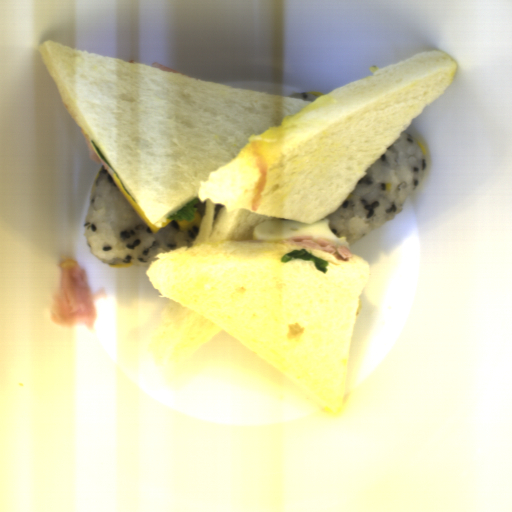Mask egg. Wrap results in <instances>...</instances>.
<instances>
[{
    "label": "egg",
    "mask_w": 512,
    "mask_h": 512,
    "mask_svg": "<svg viewBox=\"0 0 512 512\" xmlns=\"http://www.w3.org/2000/svg\"><path fill=\"white\" fill-rule=\"evenodd\" d=\"M252 236L257 241H285L296 237H311L325 239L350 250L348 242L330 230L328 219H320L313 224L293 219H272L253 227Z\"/></svg>",
    "instance_id": "obj_1"
},
{
    "label": "egg",
    "mask_w": 512,
    "mask_h": 512,
    "mask_svg": "<svg viewBox=\"0 0 512 512\" xmlns=\"http://www.w3.org/2000/svg\"><path fill=\"white\" fill-rule=\"evenodd\" d=\"M108 174L110 175L111 179L113 180L114 184L117 186V188L120 190V192L124 195V197L127 199V201L130 203V205L134 208V210L138 213V215L143 219V221L147 224V226L151 229L153 233H158L161 228H165L169 223L172 222L173 219H166L165 222L162 223L161 227H158L154 224H152L149 219L144 214L141 207L138 205L136 201H134L131 196L127 193L121 182L119 181L118 177L112 170V168H108L107 170Z\"/></svg>",
    "instance_id": "obj_2"
}]
</instances>
